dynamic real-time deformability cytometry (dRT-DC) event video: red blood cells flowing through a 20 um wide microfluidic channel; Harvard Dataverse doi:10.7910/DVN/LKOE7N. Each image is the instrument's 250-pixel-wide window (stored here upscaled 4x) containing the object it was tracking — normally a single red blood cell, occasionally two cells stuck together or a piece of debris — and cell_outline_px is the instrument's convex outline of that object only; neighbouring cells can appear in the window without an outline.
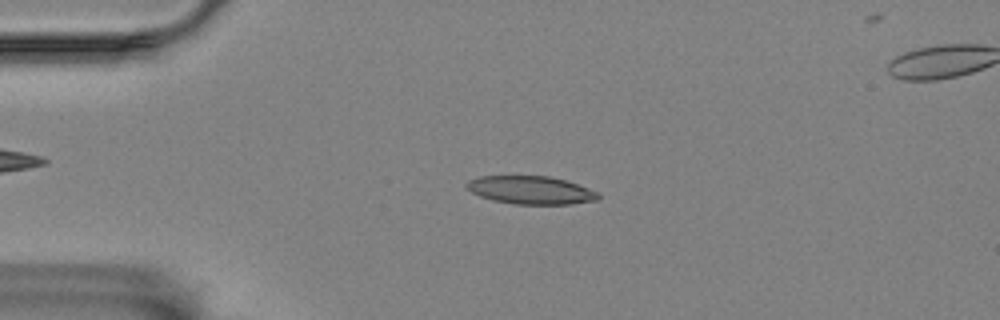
{"species": "Egyptian fruit bat (a non-hibernating species)", "species_latin": "Rousettus aegyptiacus", "temperature_condition": "room temperature", "stored_images_in_passage": 46, "camera_frame_rate_fps": 3000, "um_per_image_px": 0.085, "animal": {"sex": "female"}, "frame": {"image": 1, "passage_image": 2, "time_ms": 0.333, "image_size_px": [1000, 320], "cell_outline_px": [[600, 196], [596, 200], [568, 204], [512, 204], [492, 200], [480, 196], [472, 192], [464, 184], [468, 180], [480, 176], [548, 176], [564, 180], [588, 188], [596, 192]], "centroid_in_image_um": [45.07, 16.16], "position_along_channel_um": 39.9, "area_um2": 21.33}}
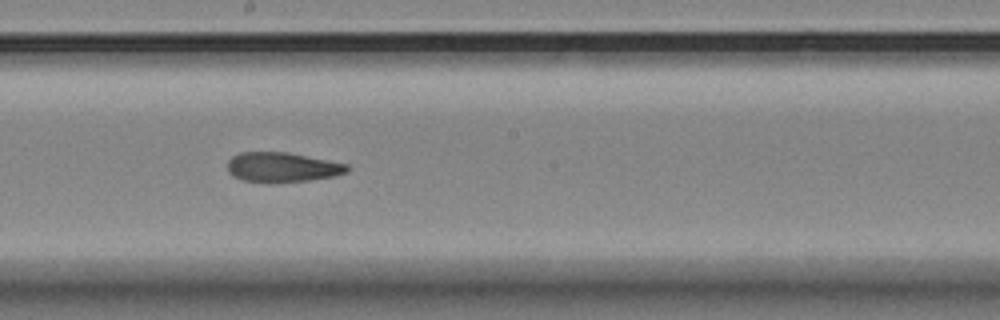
{"frame": {"image": 2, "passage_image": 20, "time_ms": 6.333, "image_size_px": [1000, 320], "cell_outline_px": [[348, 172], [332, 176], [308, 180], [272, 184], [264, 184], [240, 180], [232, 176], [228, 172], [228, 160], [232, 156], [240, 152], [288, 152], [348, 164]], "centroid_in_image_um": [23.92, 14.23], "position_along_channel_um": 224.3, "area_um2": 21.15}}
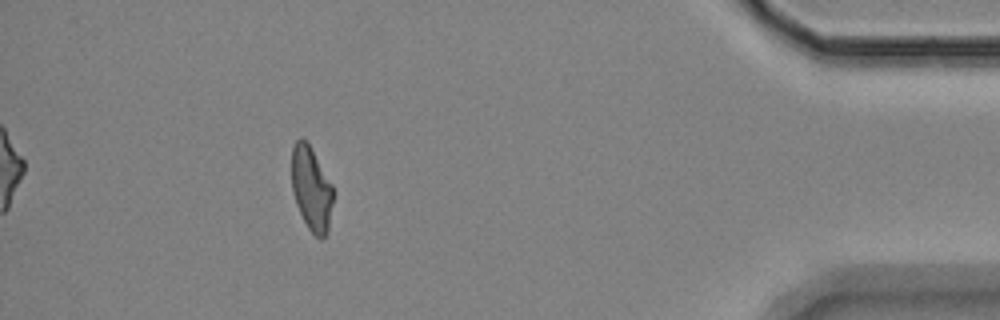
{"frame": {"image": 3, "passage_image": 40, "time_ms": 13.0, "image_size_px": [1000, 320], "cell_outline_px": [[332, 204], [328, 232], [320, 240], [308, 228], [296, 204], [292, 192], [292, 148], [296, 140], [300, 136], [308, 144], [332, 184]], "centroid_in_image_um": [26.45, 16.06], "position_along_channel_um": 408.7, "area_um2": 20.0}}